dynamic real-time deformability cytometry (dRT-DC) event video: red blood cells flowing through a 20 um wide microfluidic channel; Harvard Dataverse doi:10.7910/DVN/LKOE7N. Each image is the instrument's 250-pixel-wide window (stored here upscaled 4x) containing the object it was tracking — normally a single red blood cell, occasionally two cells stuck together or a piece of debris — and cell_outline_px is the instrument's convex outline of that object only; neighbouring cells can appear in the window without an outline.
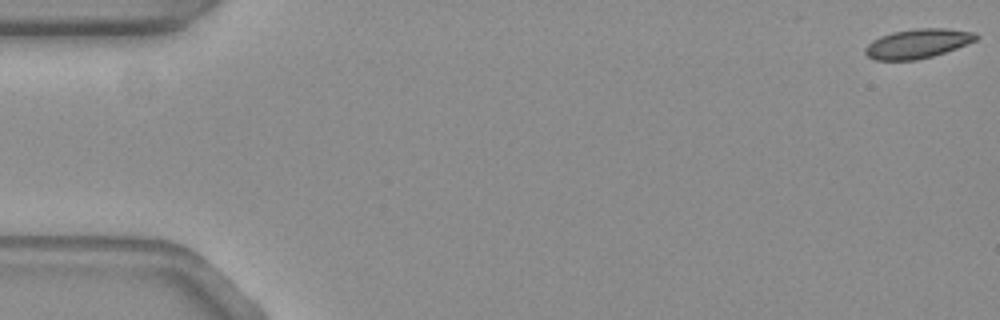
{"species": "common noctule bat (a hibernating species)", "species_latin": "Nyctalus noctula", "temperature_condition": "warm", "stored_images_in_passage": 48, "camera_frame_rate_fps": 3000, "um_per_image_px": 0.085, "animal": {"sex": "female", "body_mass_g": 19.3, "forearm_length_mm": 54.1}, "frame": {"image": 1, "passage_image": 1, "time_ms": 0.0, "image_size_px": [1000, 320], "cell_outline_px": [[980, 36], [976, 40], [956, 48], [932, 56], [916, 60], [876, 60], [868, 56], [864, 52], [864, 48], [872, 40], [880, 36], [892, 32], [916, 28], [948, 28], [976, 32]], "centroid_in_image_um": [78.0, 3.69], "position_along_channel_um": 7.0, "area_um2": 19.02}}
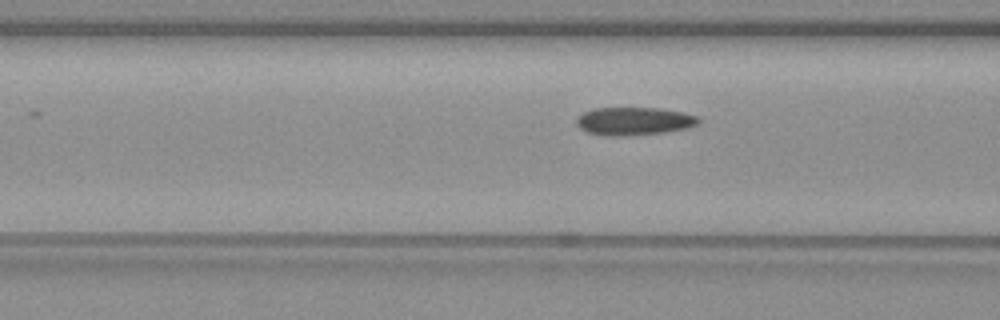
{"frame": {"image": 2, "passage_image": 22, "time_ms": 7.0, "image_size_px": [1000, 320], "cell_outline_px": [[700, 120], [696, 124], [684, 128], [660, 132], [588, 132], [580, 128], [576, 124], [576, 120], [584, 112], [592, 108], [660, 108], [684, 112], [700, 116]], "centroid_in_image_um": [53.96, 10.21], "position_along_channel_um": 112.6, "area_um2": 18.44}}
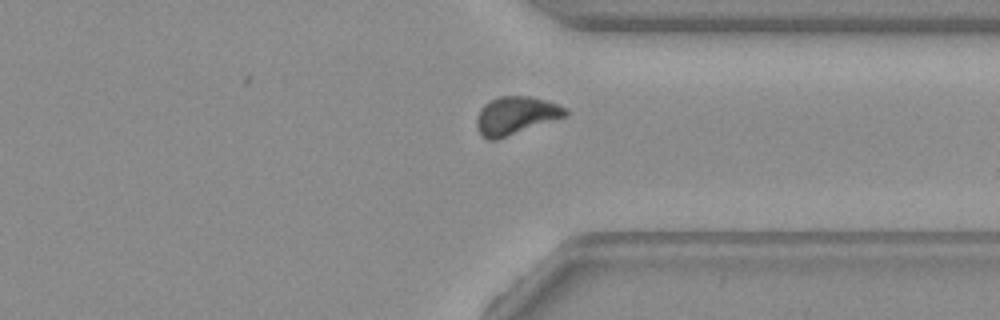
{"frame": {"image": 3, "passage_image": 43, "time_ms": 14.0, "image_size_px": [1000, 320], "cell_outline_px": [[568, 116], [496, 140], [488, 140], [476, 128], [476, 120], [480, 108], [488, 100], [500, 96], [528, 96], [544, 100], [568, 108]], "centroid_in_image_um": [43.84, 9.82], "position_along_channel_um": 367.6, "area_um2": 19.71}, "authors_computed_cell_mechanics": {"area_um2": 19.7098, "velocity_mm_per_s": 3.6559, "shape_relaxation_time_tau1_ms": 11.0778, "shape_relaxation_time_tau2_ms": 2.9272, "deformation_change_tau1": 0.1846, "deformation_change_tau2": 0.0792}}